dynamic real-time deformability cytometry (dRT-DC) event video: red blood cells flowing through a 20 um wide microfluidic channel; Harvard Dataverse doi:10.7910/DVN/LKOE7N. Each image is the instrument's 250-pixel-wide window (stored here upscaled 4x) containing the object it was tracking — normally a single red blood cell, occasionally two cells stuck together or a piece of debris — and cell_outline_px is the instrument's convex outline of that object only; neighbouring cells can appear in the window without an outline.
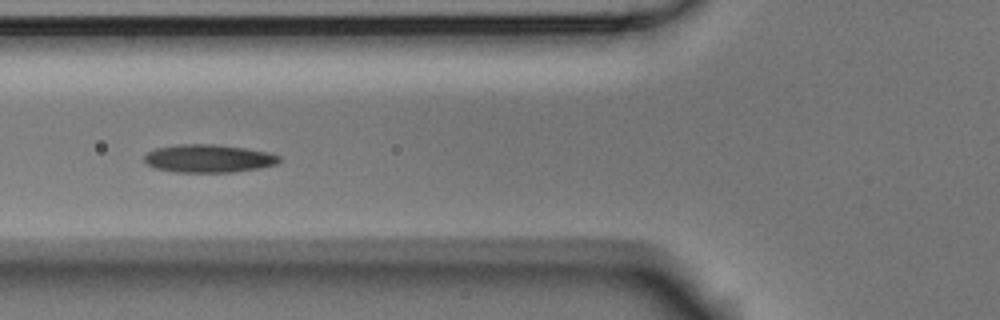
{"species": "Egyptian fruit bat (a non-hibernating species)", "species_latin": "Rousettus aegyptiacus", "temperature_condition": "room temperature", "stored_images_in_passage": 9, "camera_frame_rate_fps": 3000, "um_per_image_px": 0.085, "animal": {"sex": "male"}, "frame": {"image": 1, "passage_image": 4, "time_ms": 1.0, "image_size_px": [1000, 320], "cell_outline_px": [[280, 160], [276, 164], [260, 168], [232, 172], [176, 172], [156, 168], [148, 164], [144, 160], [144, 156], [148, 152], [156, 148], [176, 144], [216, 144], [244, 148], [268, 152], [280, 156]], "centroid_in_image_um": [17.73, 13.46], "position_along_channel_um": 108.1, "area_um2": 21.96}}
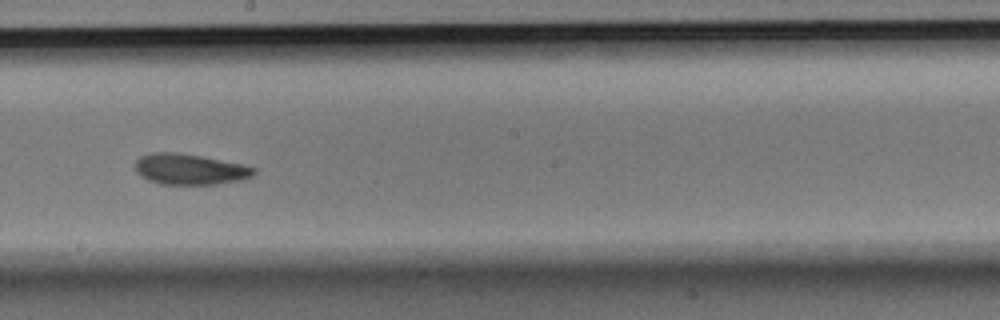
{"frame": {"image": 2, "passage_image": 7, "time_ms": 2.0, "image_size_px": [1000, 320], "cell_outline_px": [[256, 172], [252, 176], [240, 180], [216, 184], [160, 184], [148, 180], [140, 176], [136, 172], [136, 160], [140, 156], [152, 152], [176, 152], [200, 156], [240, 164], [256, 168]], "centroid_in_image_um": [16.1, 14.39], "position_along_channel_um": 232.1, "area_um2": 21.15}}
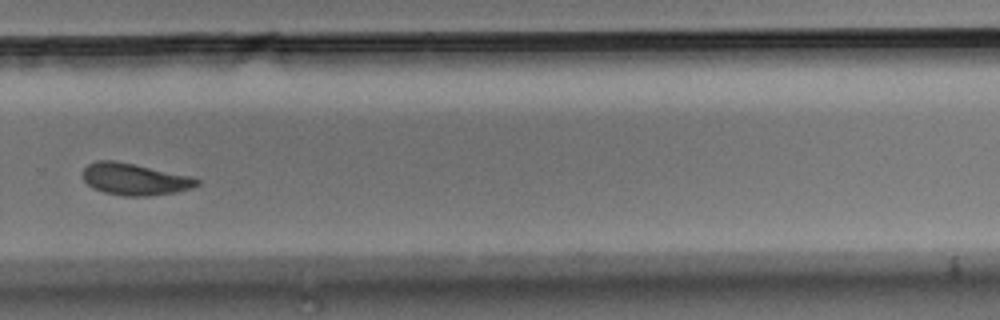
{"frame": {"image": 3, "passage_image": 9, "time_ms": 2.667, "image_size_px": [1000, 320], "cell_outline_px": [[200, 184], [176, 192], [148, 196], [124, 196], [104, 192], [92, 188], [84, 180], [84, 168], [88, 164], [96, 160], [116, 160], [188, 176], [200, 180]], "centroid_in_image_um": [11.4, 15.23], "position_along_channel_um": 318.4, "area_um2": 20.87}}